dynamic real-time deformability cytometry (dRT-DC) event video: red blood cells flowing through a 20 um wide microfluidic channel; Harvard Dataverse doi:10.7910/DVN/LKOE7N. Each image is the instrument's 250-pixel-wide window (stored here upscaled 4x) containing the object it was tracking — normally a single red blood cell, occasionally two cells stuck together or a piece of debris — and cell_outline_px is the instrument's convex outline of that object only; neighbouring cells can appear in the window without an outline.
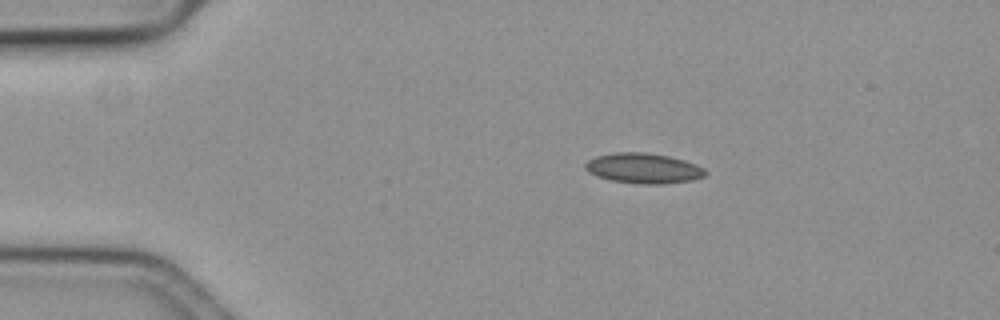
{"species": "common noctule bat (a hibernating species)", "species_latin": "Nyctalus noctula", "temperature_condition": "cold", "stored_images_in_passage": 18, "camera_frame_rate_fps": 3000, "um_per_image_px": 0.085, "animal": {"sex": "female", "body_mass_g": 19.3, "forearm_length_mm": 54.1}, "frame": {"image": 1, "passage_image": 1, "time_ms": 0.0, "image_size_px": [1000, 320], "cell_outline_px": [[708, 172], [704, 176], [692, 180], [660, 184], [640, 184], [612, 180], [596, 176], [588, 172], [584, 168], [584, 164], [588, 160], [596, 156], [616, 152], [644, 152], [668, 156], [684, 160], [696, 164], [704, 168]], "centroid_in_image_um": [54.68, 14.3], "position_along_channel_um": 30.3, "area_um2": 21.15}}
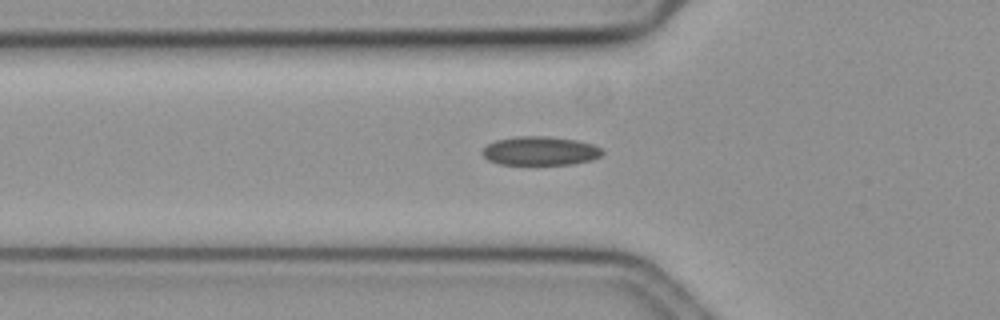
{"frame": {"image": 2, "passage_image": 10, "time_ms": 3.0, "image_size_px": [1000, 320], "cell_outline_px": [[604, 152], [600, 156], [592, 160], [572, 164], [500, 164], [488, 160], [480, 152], [488, 144], [496, 140], [516, 136], [548, 136], [576, 140], [592, 144], [600, 148]], "centroid_in_image_um": [45.91, 12.82], "position_along_channel_um": 79.9, "area_um2": 20.11}}
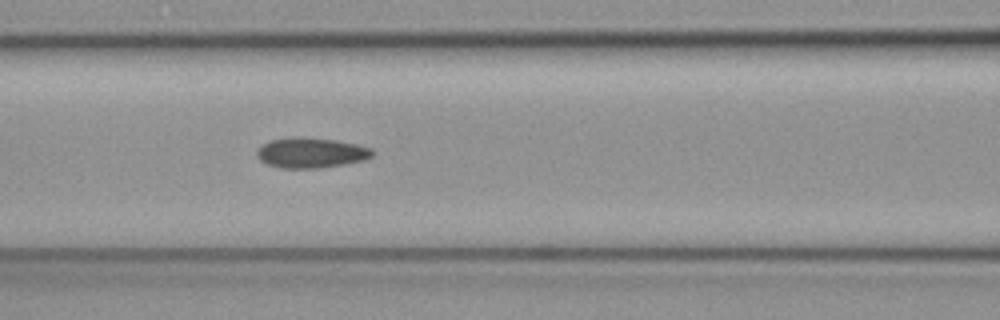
{"frame": {"image": 3, "passage_image": 15, "time_ms": 4.667, "image_size_px": [1000, 320], "cell_outline_px": [[376, 152], [372, 156], [364, 160], [344, 164], [320, 168], [280, 168], [268, 164], [260, 160], [256, 156], [256, 148], [272, 140], [292, 136], [300, 136], [336, 140], [356, 144], [372, 148]], "centroid_in_image_um": [26.44, 12.98], "position_along_channel_um": 140.2, "area_um2": 20.58}}